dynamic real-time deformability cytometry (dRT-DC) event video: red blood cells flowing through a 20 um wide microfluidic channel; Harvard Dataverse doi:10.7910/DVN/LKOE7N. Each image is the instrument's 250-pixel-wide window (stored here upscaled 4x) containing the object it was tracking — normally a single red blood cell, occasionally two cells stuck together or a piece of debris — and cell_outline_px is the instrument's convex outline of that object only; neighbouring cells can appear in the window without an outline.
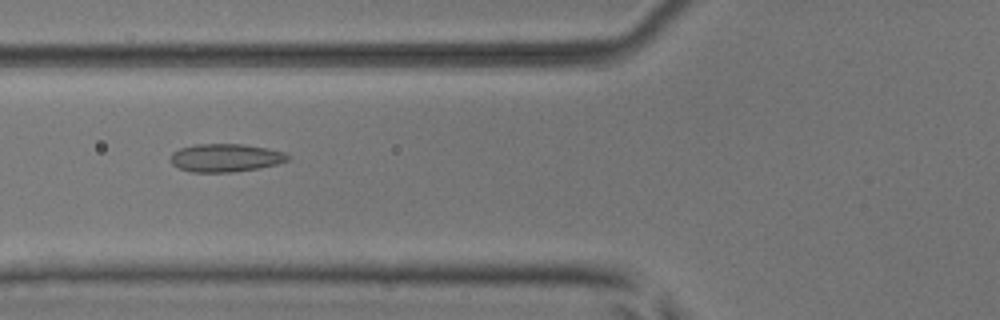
{"species": "common noctule bat (a hibernating species)", "species_latin": "Nyctalus noctula", "temperature_condition": "room temperature", "stored_images_in_passage": 51, "camera_frame_rate_fps": 3000, "um_per_image_px": 0.085, "animal": {"sex": "male", "body_mass_g": 17.9, "forearm_length_mm": 54.2}, "frame": {"image": 1, "passage_image": 20, "time_ms": 6.333, "image_size_px": [1000, 320], "cell_outline_px": [[288, 160], [276, 164], [260, 168], [232, 172], [192, 172], [180, 168], [172, 164], [172, 152], [180, 148], [196, 144], [244, 144], [268, 148], [284, 152], [288, 156]], "centroid_in_image_um": [19.18, 13.41], "position_along_channel_um": 106.6, "area_um2": 19.07}}
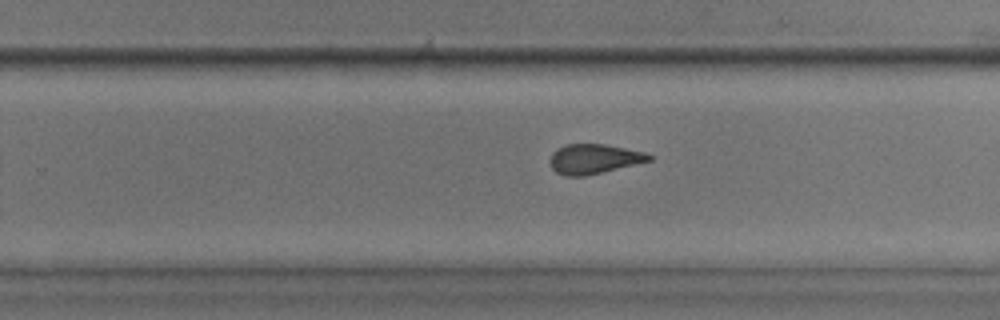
{"frame": {"image": 2, "passage_image": 33, "time_ms": 10.667, "image_size_px": [1000, 320], "cell_outline_px": [[652, 160], [584, 176], [564, 176], [556, 172], [552, 168], [548, 160], [552, 152], [556, 148], [564, 144], [604, 144], [644, 152], [652, 156]], "centroid_in_image_um": [50.41, 13.5], "position_along_channel_um": 279.4, "area_um2": 17.11}}
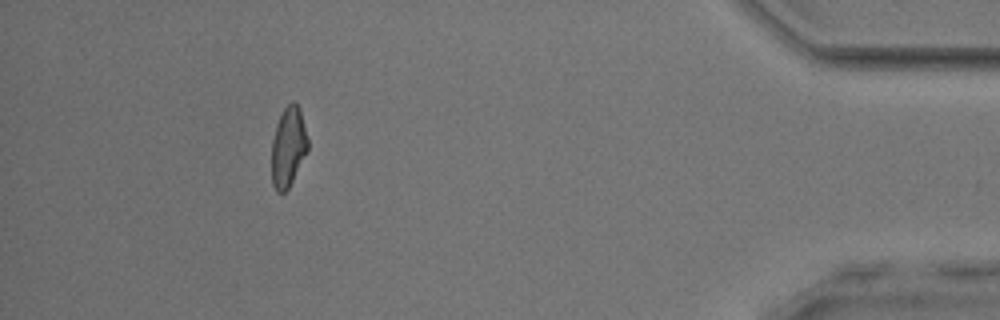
{"frame": {"image": 3, "passage_image": 47, "time_ms": 15.333, "image_size_px": [1000, 320], "cell_outline_px": [[308, 148], [288, 188], [284, 192], [276, 192], [272, 184], [272, 140], [276, 124], [284, 108], [292, 100], [300, 108], [308, 140]], "centroid_in_image_um": [24.49, 12.47], "position_along_channel_um": 410.7, "area_um2": 16.59}, "authors_computed_cell_mechanics": {"area_um2": 18.207, "velocity_mm_per_s": 4.0012, "shape_relaxation_time_tau1_ms": null, "shape_relaxation_time_tau2_ms": 1.7221, "deformation_change_tau1": null, "deformation_change_tau2": 0.0943}}